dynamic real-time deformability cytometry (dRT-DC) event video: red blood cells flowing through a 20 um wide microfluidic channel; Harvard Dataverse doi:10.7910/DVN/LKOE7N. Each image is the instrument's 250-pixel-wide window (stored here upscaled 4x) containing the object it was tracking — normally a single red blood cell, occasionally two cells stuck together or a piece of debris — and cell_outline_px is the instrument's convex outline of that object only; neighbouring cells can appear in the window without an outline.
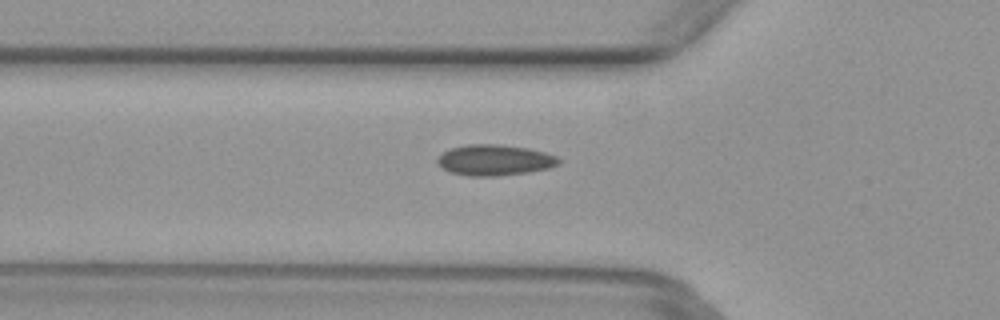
{"species": "common noctule bat (a hibernating species)", "species_latin": "Nyctalus noctula", "temperature_condition": "warm", "stored_images_in_passage": 36, "camera_frame_rate_fps": 3000, "um_per_image_px": 0.085, "animal": {"sex": "female", "body_mass_g": 29.2, "forearm_length_mm": 56.3}, "frame": {"image": 1, "passage_image": 3, "time_ms": 0.667, "image_size_px": [1000, 320], "cell_outline_px": [[560, 164], [548, 168], [528, 172], [496, 176], [468, 176], [448, 172], [436, 164], [436, 160], [444, 152], [452, 148], [468, 144], [500, 144], [528, 148], [544, 152], [556, 156], [560, 160]], "centroid_in_image_um": [42.02, 13.61], "position_along_channel_um": 83.8, "area_um2": 21.85}}
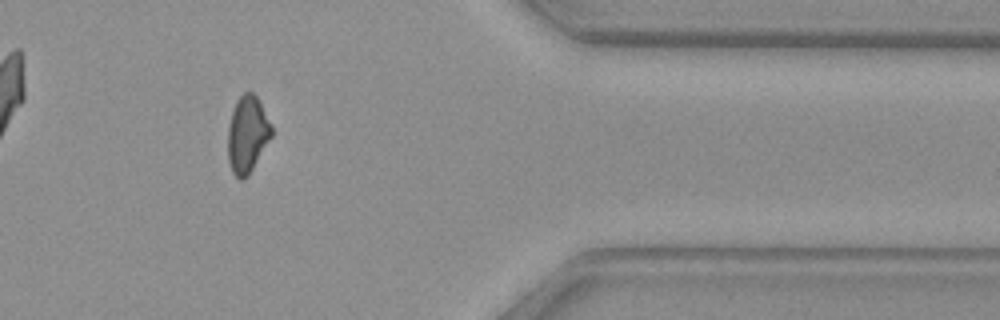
{"frame": {"image": 2, "passage_image": 27, "time_ms": 8.667, "image_size_px": [1000, 320], "cell_outline_px": [[272, 136], [248, 176], [240, 180], [232, 172], [228, 160], [228, 128], [232, 112], [240, 96], [244, 92], [252, 92], [256, 96], [272, 124]], "centroid_in_image_um": [21.03, 11.44], "position_along_channel_um": 390.4, "area_um2": 19.36}}
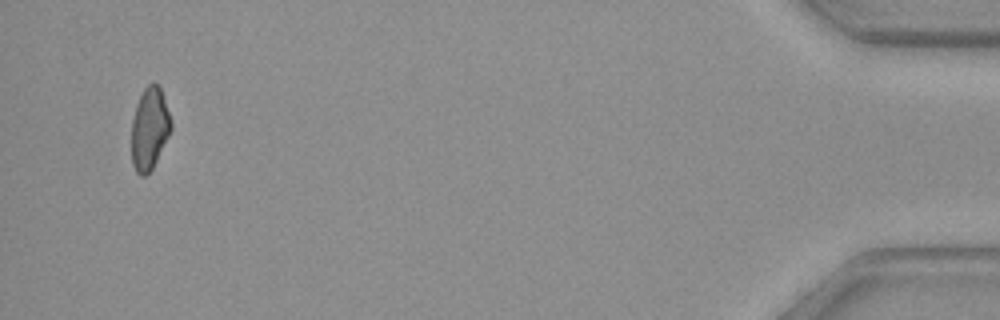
{"frame": {"image": 3, "passage_image": 34, "time_ms": 11.0, "image_size_px": [1000, 320], "cell_outline_px": [[172, 128], [152, 168], [144, 176], [140, 176], [136, 172], [132, 164], [132, 120], [136, 104], [144, 88], [148, 84], [156, 84], [160, 88], [172, 124]], "centroid_in_image_um": [12.69, 10.95], "position_along_channel_um": 422.5, "area_um2": 18.5}}